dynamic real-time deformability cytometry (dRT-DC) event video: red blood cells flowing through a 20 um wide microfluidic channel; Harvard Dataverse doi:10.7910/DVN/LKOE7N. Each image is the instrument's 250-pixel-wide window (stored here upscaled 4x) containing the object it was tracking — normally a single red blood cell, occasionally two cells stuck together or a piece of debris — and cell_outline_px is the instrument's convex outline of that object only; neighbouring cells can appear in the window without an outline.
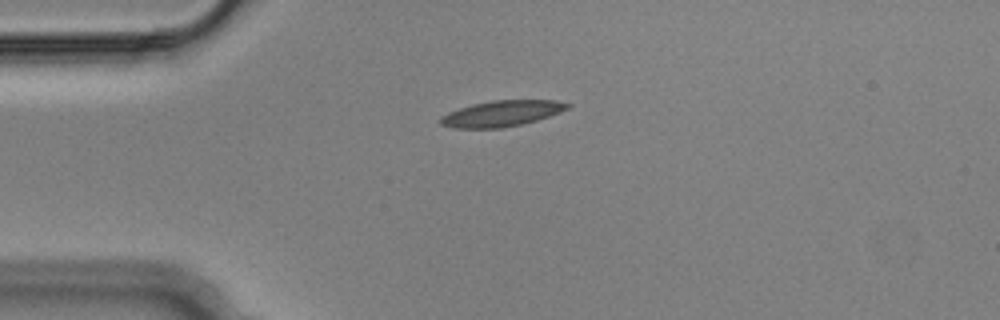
{"species": "Egyptian fruit bat (a non-hibernating species)", "species_latin": "Rousettus aegyptiacus", "temperature_condition": "cold", "stored_images_in_passage": 3, "camera_frame_rate_fps": 3000, "um_per_image_px": 0.085, "animal": {"sex": "male"}, "frame": {"image": 1, "passage_image": 1, "time_ms": 0.0, "image_size_px": [1000, 320], "cell_outline_px": [[572, 104], [568, 108], [560, 112], [536, 120], [520, 124], [500, 128], [452, 128], [440, 124], [440, 116], [448, 112], [472, 104], [492, 100], [556, 100]], "centroid_in_image_um": [42.62, 9.64], "position_along_channel_um": 42.4, "area_um2": 19.07}}